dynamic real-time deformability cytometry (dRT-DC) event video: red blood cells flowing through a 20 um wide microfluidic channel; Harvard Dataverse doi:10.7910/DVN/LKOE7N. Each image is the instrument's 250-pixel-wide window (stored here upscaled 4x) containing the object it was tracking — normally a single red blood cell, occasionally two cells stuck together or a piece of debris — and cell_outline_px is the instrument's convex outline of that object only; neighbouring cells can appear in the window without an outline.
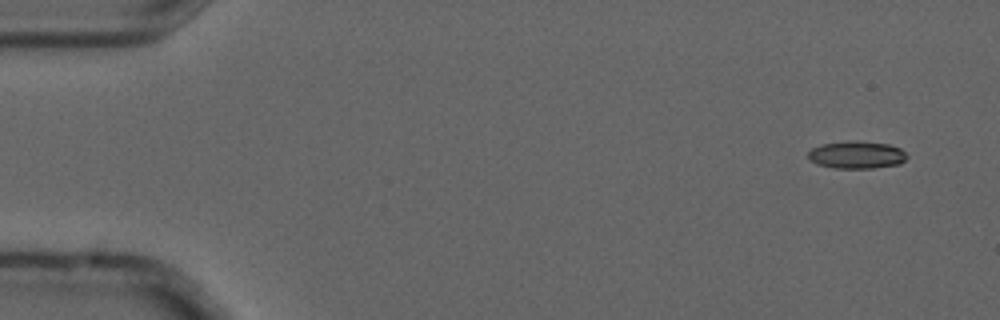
{"species": "common noctule bat (a hibernating species)", "species_latin": "Nyctalus noctula", "temperature_condition": "cold", "stored_images_in_passage": 4, "camera_frame_rate_fps": 3000, "um_per_image_px": 0.085, "animal": {"sex": "male", "forearm_length_mm": 52.5}, "frame": {"image": 1, "passage_image": 1, "time_ms": 0.0, "image_size_px": [1000, 320], "cell_outline_px": [[908, 156], [900, 164], [872, 168], [832, 168], [816, 164], [808, 160], [808, 152], [812, 148], [820, 144], [852, 140], [860, 140], [888, 144], [900, 148]], "centroid_in_image_um": [72.78, 13.15], "position_along_channel_um": 12.2, "area_um2": 16.07}}
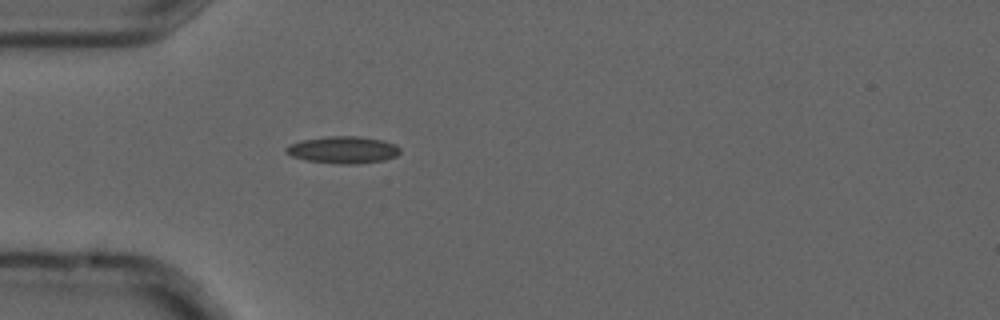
{"frame": {"image": 2, "passage_image": 4, "time_ms": 1.0, "image_size_px": [1000, 320], "cell_outline_px": [[400, 152], [396, 156], [384, 160], [356, 164], [340, 164], [308, 160], [292, 156], [284, 152], [284, 148], [288, 144], [300, 140], [328, 136], [360, 136], [384, 140], [396, 144], [400, 148]], "centroid_in_image_um": [29.16, 12.72], "position_along_channel_um": 55.8, "area_um2": 18.15}}